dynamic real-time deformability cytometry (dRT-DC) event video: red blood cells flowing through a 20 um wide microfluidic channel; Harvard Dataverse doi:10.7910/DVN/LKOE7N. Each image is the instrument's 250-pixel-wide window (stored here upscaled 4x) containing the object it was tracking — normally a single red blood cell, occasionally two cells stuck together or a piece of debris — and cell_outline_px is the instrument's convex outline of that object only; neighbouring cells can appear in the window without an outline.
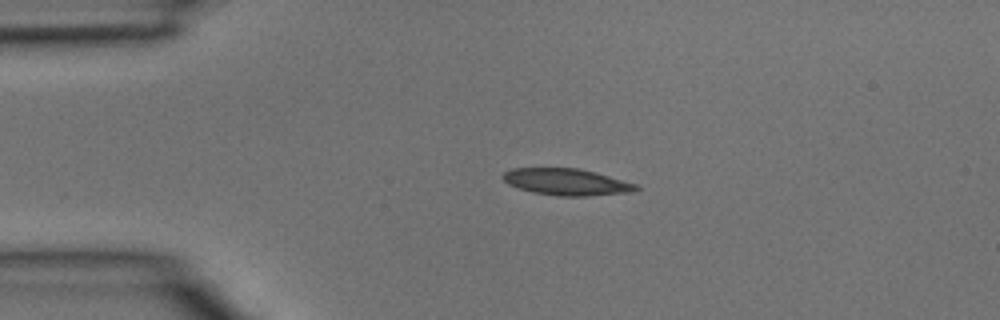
{"species": "common noctule bat (a hibernating species)", "species_latin": "Nyctalus noctula", "temperature_condition": "room temperature", "stored_images_in_passage": 3, "camera_frame_rate_fps": 3000, "um_per_image_px": 0.085, "animal": {"sex": "male", "body_mass_g": 15.6}, "frame": {"image": 1, "passage_image": 2, "time_ms": 0.333, "image_size_px": [1000, 320], "cell_outline_px": [[640, 188], [632, 192], [588, 196], [556, 196], [532, 192], [508, 184], [500, 176], [504, 172], [512, 168], [580, 168], [596, 172], [636, 184]], "centroid_in_image_um": [48.14, 15.46], "position_along_channel_um": 36.9, "area_um2": 20.75}}